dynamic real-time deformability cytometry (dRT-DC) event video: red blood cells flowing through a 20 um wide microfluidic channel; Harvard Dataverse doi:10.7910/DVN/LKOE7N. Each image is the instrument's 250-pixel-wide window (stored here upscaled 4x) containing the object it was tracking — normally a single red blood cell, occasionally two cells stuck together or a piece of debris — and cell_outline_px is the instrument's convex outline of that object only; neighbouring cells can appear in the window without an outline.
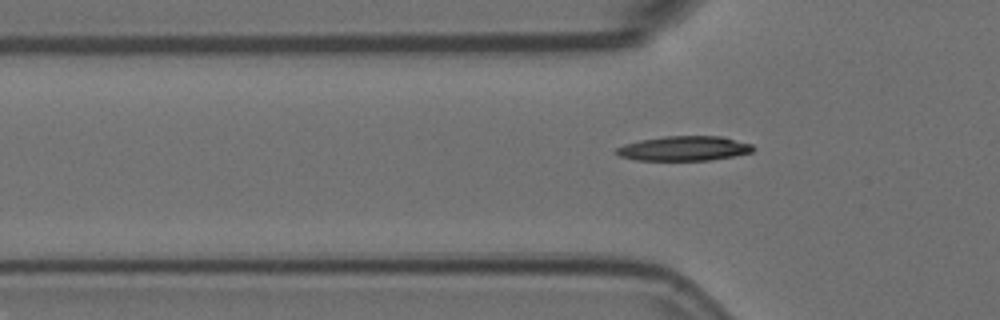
{"species": "Egyptian fruit bat (a non-hibernating species)", "species_latin": "Rousettus aegyptiacus", "temperature_condition": "room temperature", "stored_images_in_passage": 7, "camera_frame_rate_fps": 3000, "um_per_image_px": 0.085, "animal": {"sex": "female"}, "frame": {"image": 1, "passage_image": 2, "time_ms": 0.333, "image_size_px": [1000, 320], "cell_outline_px": [[756, 148], [752, 152], [736, 156], [708, 160], [636, 160], [620, 156], [612, 152], [616, 148], [624, 144], [640, 140], [664, 136], [720, 136], [752, 144]], "centroid_in_image_um": [58.14, 12.62], "position_along_channel_um": 67.7, "area_um2": 19.77}}
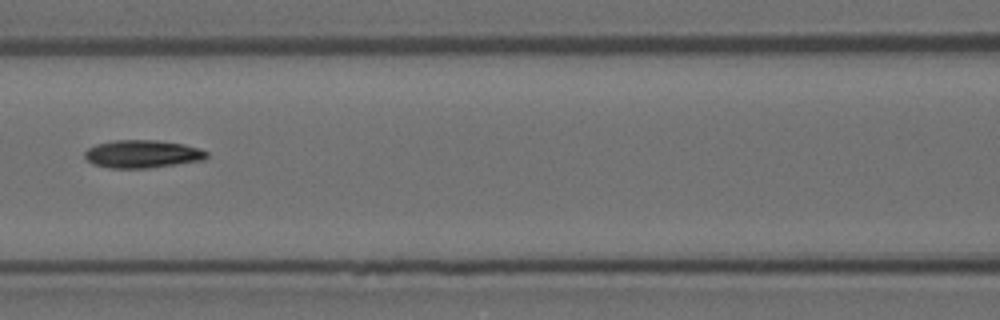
{"frame": {"image": 2, "passage_image": 4, "time_ms": 1.0, "image_size_px": [1000, 320], "cell_outline_px": [[208, 156], [204, 160], [148, 168], [108, 168], [92, 164], [84, 156], [84, 152], [88, 148], [96, 144], [116, 140], [156, 140], [184, 144], [200, 148], [208, 152]], "centroid_in_image_um": [12.1, 13.09], "position_along_channel_um": 154.5, "area_um2": 19.88}}
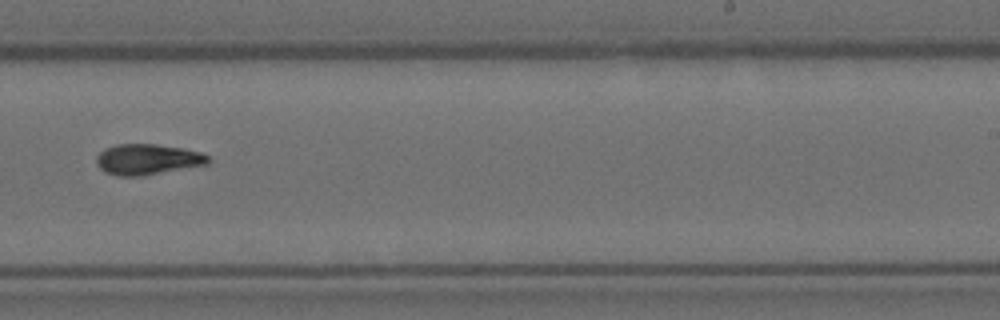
{"frame": {"image": 3, "passage_image": 7, "time_ms": 2.0, "image_size_px": [1000, 320], "cell_outline_px": [[212, 160], [208, 164], [144, 176], [116, 176], [104, 172], [96, 164], [96, 156], [104, 148], [116, 144], [156, 144], [184, 148], [200, 152], [208, 156]], "centroid_in_image_um": [12.53, 13.55], "position_along_channel_um": 276.5, "area_um2": 20.29}}